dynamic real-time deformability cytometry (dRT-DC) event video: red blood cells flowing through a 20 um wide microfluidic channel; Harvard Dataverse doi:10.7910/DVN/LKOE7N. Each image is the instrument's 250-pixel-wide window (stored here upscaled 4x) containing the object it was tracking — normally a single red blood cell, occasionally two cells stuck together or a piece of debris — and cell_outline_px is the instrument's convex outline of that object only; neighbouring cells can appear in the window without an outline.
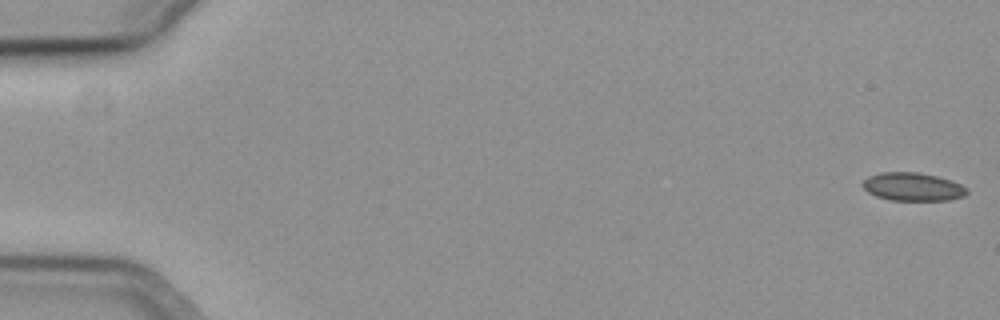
{"species": "common noctule bat (a hibernating species)", "species_latin": "Nyctalus noctula", "temperature_condition": "cold", "stored_images_in_passage": 57, "camera_frame_rate_fps": 3000, "um_per_image_px": 0.085, "animal": {"sex": "female", "body_mass_g": 19.3, "forearm_length_mm": 54.1}, "frame": {"image": 1, "passage_image": 1, "time_ms": 0.0, "image_size_px": [1000, 320], "cell_outline_px": [[968, 192], [964, 196], [948, 200], [888, 200], [876, 196], [868, 192], [860, 184], [868, 176], [880, 172], [916, 172], [936, 176], [952, 180], [968, 188]], "centroid_in_image_um": [77.57, 15.87], "position_along_channel_um": 7.4, "area_um2": 17.22}}
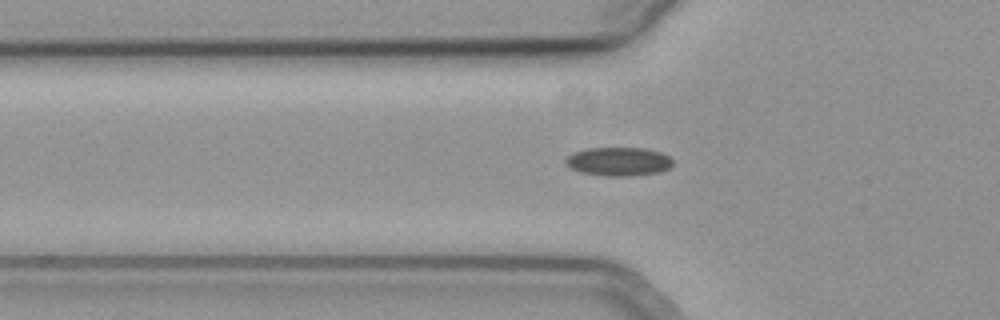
{"frame": {"image": 2, "passage_image": 20, "time_ms": 6.333, "image_size_px": [1000, 320], "cell_outline_px": [[672, 164], [668, 168], [660, 172], [632, 176], [604, 176], [580, 172], [572, 168], [564, 160], [568, 156], [576, 152], [588, 148], [644, 148], [660, 152], [668, 156], [672, 160]], "centroid_in_image_um": [52.6, 13.74], "position_along_channel_um": 73.2, "area_um2": 17.74}}
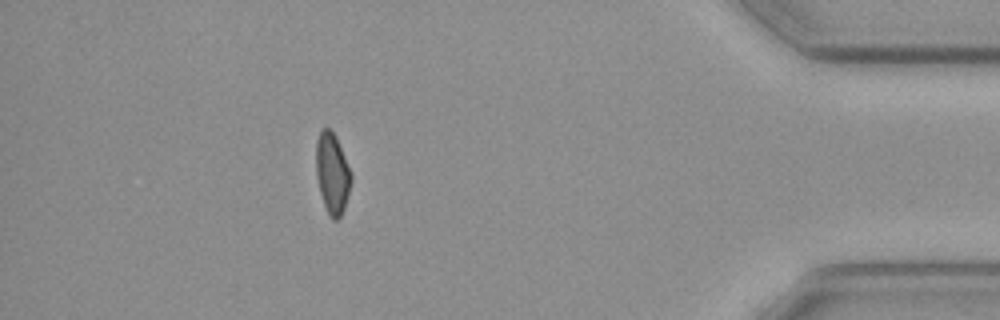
{"frame": {"image": 3, "passage_image": 51, "time_ms": 16.667, "image_size_px": [1000, 320], "cell_outline_px": [[352, 180], [344, 208], [340, 216], [336, 220], [332, 220], [328, 216], [320, 192], [316, 176], [316, 140], [320, 132], [324, 128], [328, 128], [336, 136], [352, 172]], "centroid_in_image_um": [28.25, 14.74], "position_along_channel_um": 407.0, "area_um2": 16.59}}